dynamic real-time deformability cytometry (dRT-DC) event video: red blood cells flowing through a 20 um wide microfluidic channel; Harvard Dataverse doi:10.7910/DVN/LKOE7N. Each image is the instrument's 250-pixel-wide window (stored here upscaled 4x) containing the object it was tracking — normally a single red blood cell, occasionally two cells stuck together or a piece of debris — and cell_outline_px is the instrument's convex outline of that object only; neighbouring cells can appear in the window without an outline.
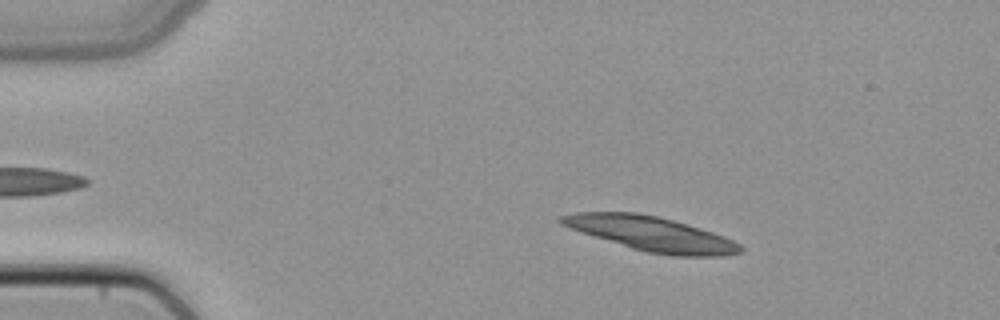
{"species": "common noctule bat (a hibernating species)", "species_latin": "Nyctalus noctula", "temperature_condition": "cold", "stored_images_in_passage": 19, "camera_frame_rate_fps": 3000, "um_per_image_px": 0.085, "animal": {"sex": "female", "body_mass_g": 22.7, "forearm_length_mm": 54.2}, "frame": {"image": 1, "passage_image": 8, "time_ms": 2.333, "image_size_px": [1000, 320], "cell_outline_px": [[744, 248], [740, 252], [724, 256], [672, 256], [648, 252], [632, 248], [580, 232], [560, 224], [556, 220], [560, 216], [576, 212], [640, 212], [688, 224], [724, 236], [740, 244]], "centroid_in_image_um": [55.34, 19.87], "position_along_channel_um": 29.7, "area_um2": 35.89}}